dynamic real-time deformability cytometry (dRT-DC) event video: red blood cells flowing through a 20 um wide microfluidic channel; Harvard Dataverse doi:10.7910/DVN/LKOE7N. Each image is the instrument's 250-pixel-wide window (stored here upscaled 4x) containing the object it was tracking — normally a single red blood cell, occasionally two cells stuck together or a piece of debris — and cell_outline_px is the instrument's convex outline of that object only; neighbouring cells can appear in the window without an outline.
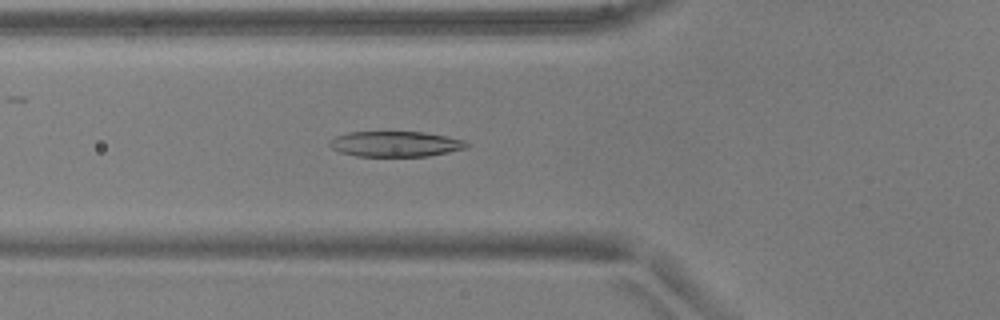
{"species": "common noctule bat (a hibernating species)", "species_latin": "Nyctalus noctula", "temperature_condition": "warm", "stored_images_in_passage": 42, "camera_frame_rate_fps": 3000, "um_per_image_px": 0.085, "animal": {"sex": "male", "body_mass_g": 17.9, "forearm_length_mm": 54.2}, "frame": {"image": 1, "passage_image": 9, "time_ms": 2.667, "image_size_px": [1000, 320], "cell_outline_px": [[468, 148], [428, 156], [356, 156], [340, 152], [332, 148], [328, 144], [328, 140], [336, 136], [348, 132], [424, 132], [448, 136], [464, 140], [468, 144]], "centroid_in_image_um": [33.61, 12.23], "position_along_channel_um": 92.2, "area_um2": 20.4}}
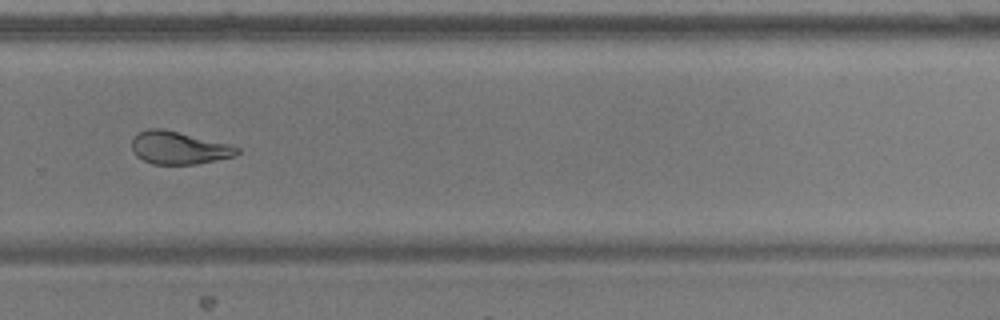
{"frame": {"image": 2, "passage_image": 26, "time_ms": 8.333, "image_size_px": [1000, 320], "cell_outline_px": [[240, 152], [236, 156], [196, 164], [152, 164], [136, 156], [132, 148], [132, 140], [140, 132], [148, 128], [164, 128], [228, 144], [240, 148]], "centroid_in_image_um": [15.21, 12.56], "position_along_channel_um": 314.6, "area_um2": 20.0}}
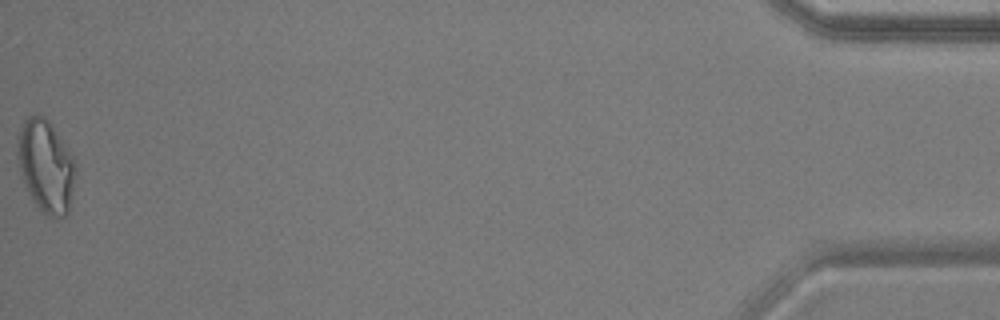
{"frame": {"image": 3, "passage_image": 42, "time_ms": 13.667, "image_size_px": [1000, 320], "cell_outline_px": [[76, 172], [68, 212], [64, 216], [56, 220], [48, 216], [32, 200], [20, 176], [16, 156], [16, 136], [24, 120], [28, 116], [44, 116], [48, 120], [72, 156], [76, 168]], "centroid_in_image_um": [3.85, 14.13], "position_along_channel_um": 431.3, "area_um2": 31.39}, "authors_computed_cell_mechanics": {"area_um2": 21.4727, "velocity_mm_per_s": 3.92, "shape_relaxation_time_tau1_ms": 4.812, "shape_relaxation_time_tau2_ms": 1.6912, "deformation_change_tau1": 0.198, "deformation_change_tau2": 0.0992}}